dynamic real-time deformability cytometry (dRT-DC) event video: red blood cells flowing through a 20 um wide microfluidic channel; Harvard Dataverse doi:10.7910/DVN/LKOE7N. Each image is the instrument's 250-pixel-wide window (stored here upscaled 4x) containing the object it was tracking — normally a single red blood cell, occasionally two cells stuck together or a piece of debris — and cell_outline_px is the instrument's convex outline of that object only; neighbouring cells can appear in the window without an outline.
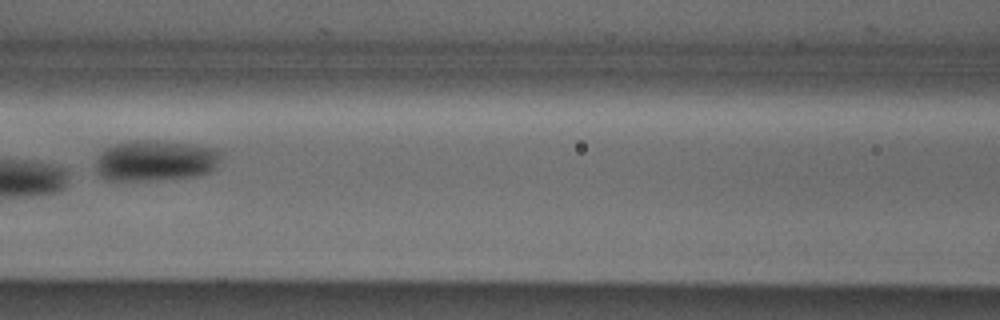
{"species": "Egyptian fruit bat (a non-hibernating species)", "species_latin": "Rousettus aegyptiacus", "temperature_condition": "cold", "stored_images_in_passage": 5, "camera_frame_rate_fps": 3000, "um_per_image_px": 0.085, "animal": {"sex": "male"}, "frame": {"image": 1, "passage_image": 4, "time_ms": 1.0, "image_size_px": [1000, 320], "cell_outline_px": [[224, 148], [216, 168], [212, 172], [200, 176], [156, 180], [108, 180], [100, 176], [96, 172], [96, 160], [108, 148], [116, 144], [136, 140], [156, 140]], "centroid_in_image_um": [13.32, 13.66], "position_along_channel_um": 153.3, "area_um2": 30.17}}
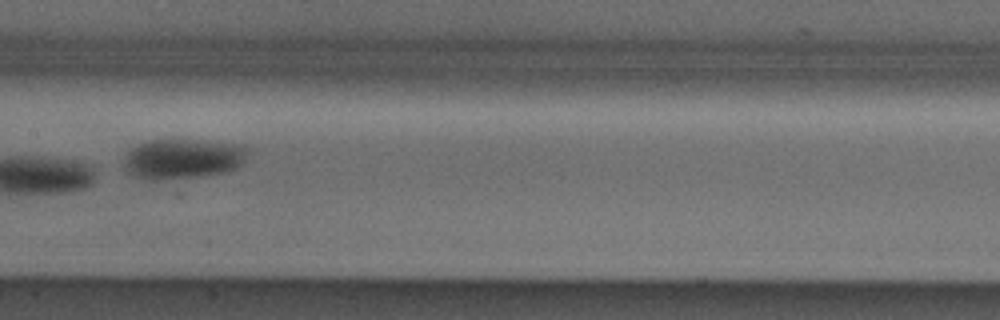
{"frame": {"image": 2, "passage_image": 5, "time_ms": 1.333, "image_size_px": [1000, 320], "cell_outline_px": [[248, 152], [244, 160], [236, 168], [228, 172], [200, 176], [156, 180], [144, 180], [132, 176], [124, 168], [124, 160], [128, 152], [132, 148], [148, 140], [188, 140], [244, 144], [248, 148]], "centroid_in_image_um": [15.53, 13.51], "position_along_channel_um": 191.9, "area_um2": 28.96}}